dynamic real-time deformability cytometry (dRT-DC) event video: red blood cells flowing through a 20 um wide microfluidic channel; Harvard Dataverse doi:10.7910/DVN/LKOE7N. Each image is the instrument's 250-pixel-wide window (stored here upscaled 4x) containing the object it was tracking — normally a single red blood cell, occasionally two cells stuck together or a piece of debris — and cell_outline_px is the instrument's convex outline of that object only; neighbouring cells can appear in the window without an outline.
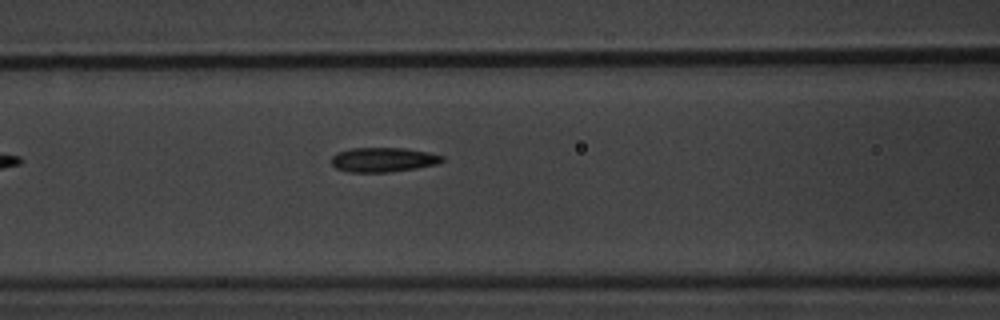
{"species": "common noctule bat (a hibernating species)", "species_latin": "Nyctalus noctula", "temperature_condition": "warm", "stored_images_in_passage": 6, "camera_frame_rate_fps": 3000, "um_per_image_px": 0.085, "animal": {"sex": "male", "body_mass_g": 20.1, "forearm_length_mm": 53.5}, "frame": {"image": 1, "passage_image": 6, "time_ms": 7.0, "image_size_px": [1000, 320], "cell_outline_px": [[444, 160], [436, 164], [416, 168], [392, 172], [348, 172], [336, 168], [332, 164], [332, 156], [336, 152], [352, 148], [404, 148], [428, 152], [444, 156]], "centroid_in_image_um": [32.56, 13.57], "position_along_channel_um": 134.0, "area_um2": 15.84}}